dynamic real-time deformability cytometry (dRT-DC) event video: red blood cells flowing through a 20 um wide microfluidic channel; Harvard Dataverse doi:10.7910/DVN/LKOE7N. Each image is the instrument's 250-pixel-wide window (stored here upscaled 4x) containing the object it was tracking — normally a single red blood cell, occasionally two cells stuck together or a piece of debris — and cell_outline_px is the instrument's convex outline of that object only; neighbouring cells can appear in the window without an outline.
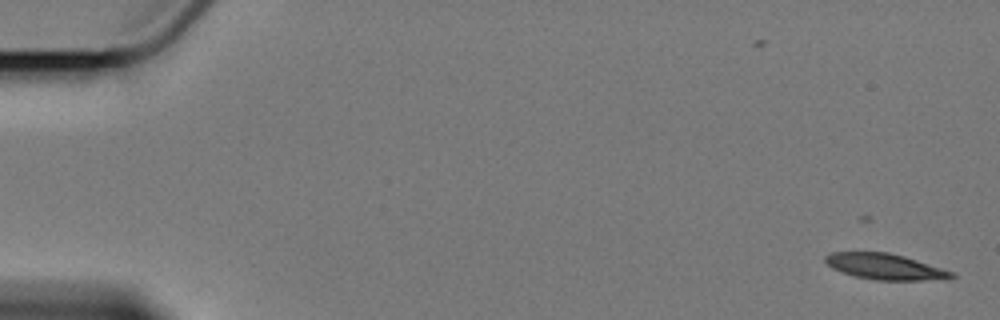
{"species": "Egyptian fruit bat (a non-hibernating species)", "species_latin": "Rousettus aegyptiacus", "temperature_condition": "cold", "stored_images_in_passage": 6, "segment_of_instrument_passage": [1, 2], "camera_frame_rate_fps": 3000, "um_per_image_px": 0.085, "animal": {"sex": "female"}, "frame": {"image": 1, "passage_image": 1, "time_ms": 0.0, "image_size_px": [1000, 320], "cell_outline_px": [[956, 276], [948, 280], [876, 280], [856, 276], [832, 268], [824, 260], [824, 256], [832, 252], [888, 252], [904, 256], [952, 272]], "centroid_in_image_um": [75.24, 22.66], "position_along_channel_um": 9.8, "area_um2": 18.84}}